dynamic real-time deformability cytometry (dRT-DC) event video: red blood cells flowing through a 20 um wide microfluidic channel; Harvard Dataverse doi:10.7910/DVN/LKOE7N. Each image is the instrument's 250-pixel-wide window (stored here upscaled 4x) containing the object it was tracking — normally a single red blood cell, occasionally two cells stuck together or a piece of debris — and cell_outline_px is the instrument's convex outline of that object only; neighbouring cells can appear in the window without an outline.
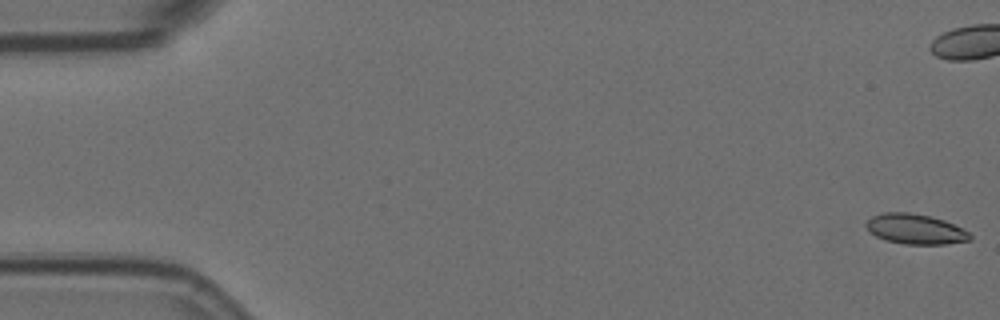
{"species": "Egyptian fruit bat (a non-hibernating species)", "species_latin": "Rousettus aegyptiacus", "temperature_condition": "room temperature", "stored_images_in_passage": 6, "camera_frame_rate_fps": 3000, "um_per_image_px": 0.085, "animal": {"sex": "female"}, "frame": {"image": 1, "passage_image": 1, "time_ms": 0.0, "image_size_px": [1000, 320], "cell_outline_px": [[972, 240], [944, 244], [904, 244], [888, 240], [876, 236], [864, 224], [872, 216], [884, 212], [908, 212], [928, 216], [944, 220], [968, 232], [972, 236]], "centroid_in_image_um": [77.81, 19.47], "position_along_channel_um": 7.2, "area_um2": 17.92}}
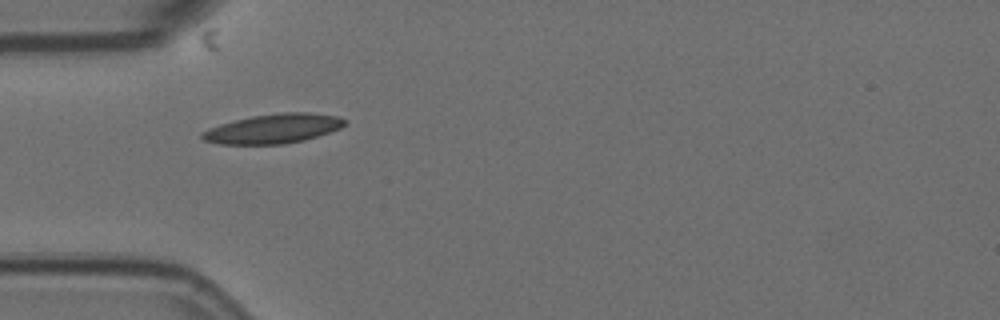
{"frame": {"image": 2, "passage_image": 5, "time_ms": 1.333, "image_size_px": [1000, 320], "cell_outline_px": [[348, 124], [340, 128], [304, 140], [284, 144], [220, 144], [204, 140], [200, 136], [200, 132], [208, 128], [220, 124], [252, 116], [284, 112], [308, 112], [340, 116], [348, 120]], "centroid_in_image_um": [23.26, 10.93], "position_along_channel_um": 61.7, "area_um2": 24.51}}
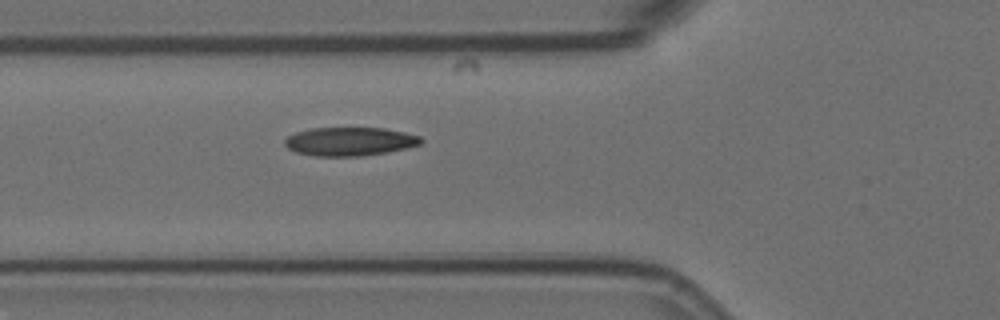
{"frame": {"image": 3, "passage_image": 6, "time_ms": 1.667, "image_size_px": [1000, 320], "cell_outline_px": [[424, 140], [420, 144], [388, 152], [360, 156], [316, 156], [296, 152], [288, 148], [284, 144], [284, 140], [288, 136], [296, 132], [312, 128], [384, 128], [404, 132], [420, 136]], "centroid_in_image_um": [29.72, 12.02], "position_along_channel_um": 96.1, "area_um2": 22.6}}